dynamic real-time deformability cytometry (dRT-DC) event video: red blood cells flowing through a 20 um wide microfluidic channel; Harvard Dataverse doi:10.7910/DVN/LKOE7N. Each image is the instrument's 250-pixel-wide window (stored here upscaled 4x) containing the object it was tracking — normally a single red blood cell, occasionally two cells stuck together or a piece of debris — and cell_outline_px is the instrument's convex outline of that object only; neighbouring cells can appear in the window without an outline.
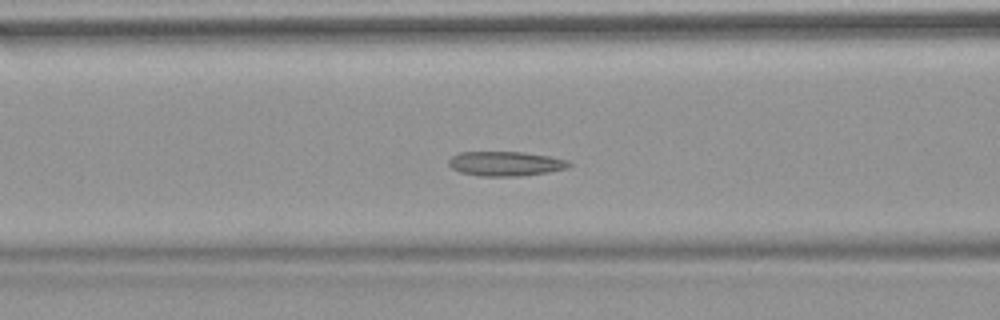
{"species": "common noctule bat (a hibernating species)", "species_latin": "Nyctalus noctula", "temperature_condition": "warm", "stored_images_in_passage": 38, "camera_frame_rate_fps": 3000, "um_per_image_px": 0.085, "animal": {"sex": "female", "body_mass_g": 18.4}, "frame": {"image": 1, "passage_image": 6, "time_ms": 1.667, "image_size_px": [1000, 320], "cell_outline_px": [[572, 164], [568, 168], [548, 172], [520, 176], [480, 176], [460, 172], [452, 168], [448, 164], [448, 160], [452, 156], [460, 152], [524, 152], [552, 156], [568, 160]], "centroid_in_image_um": [43.0, 13.91], "position_along_channel_um": 123.6, "area_um2": 17.34}}
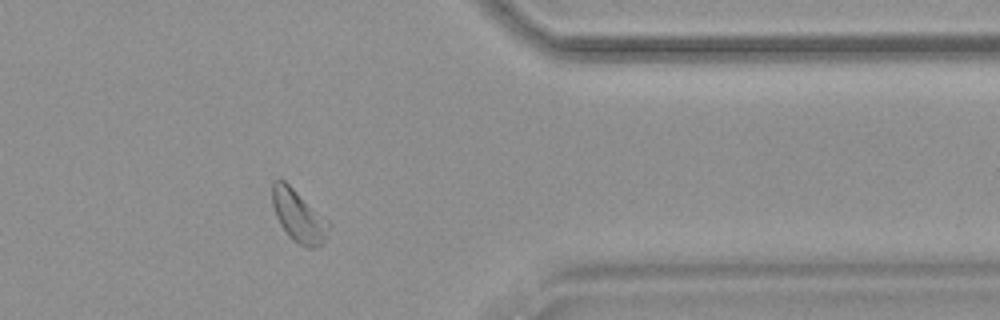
{"frame": {"image": 2, "passage_image": 28, "time_ms": 9.0, "image_size_px": [1000, 320], "cell_outline_px": [[332, 224], [324, 244], [320, 248], [308, 248], [292, 240], [288, 236], [280, 224], [276, 216], [272, 204], [272, 180], [280, 176], [328, 220]], "centroid_in_image_um": [25.39, 18.36], "position_along_channel_um": 386.0, "area_um2": 17.57}}
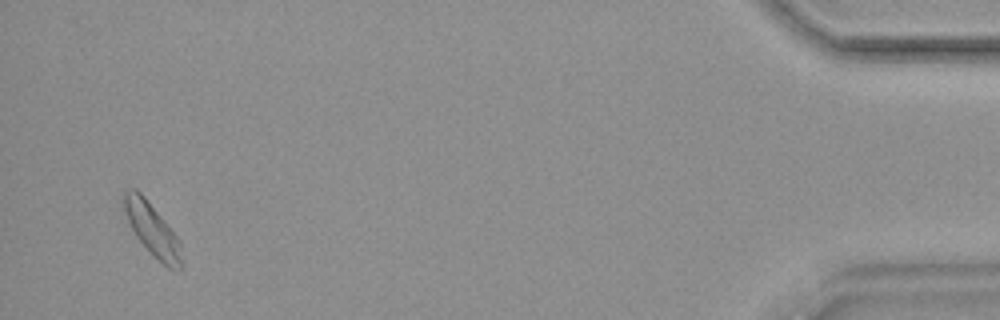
{"frame": {"image": 3, "passage_image": 36, "time_ms": 11.667, "image_size_px": [1000, 320], "cell_outline_px": [[184, 268], [180, 272], [168, 268], [152, 256], [136, 236], [120, 204], [120, 192], [128, 188], [136, 188], [144, 196], [180, 240], [184, 264]], "centroid_in_image_um": [12.93, 19.52], "position_along_channel_um": 422.3, "area_um2": 18.44}, "authors_computed_cell_mechanics": {"area_um2": 16.9932, "velocity_mm_per_s": 3.774, "shape_relaxation_time_tau1_ms": null, "shape_relaxation_time_tau2_ms": 3.5651, "deformation_change_tau1": null, "deformation_change_tau2": 0.0914}}